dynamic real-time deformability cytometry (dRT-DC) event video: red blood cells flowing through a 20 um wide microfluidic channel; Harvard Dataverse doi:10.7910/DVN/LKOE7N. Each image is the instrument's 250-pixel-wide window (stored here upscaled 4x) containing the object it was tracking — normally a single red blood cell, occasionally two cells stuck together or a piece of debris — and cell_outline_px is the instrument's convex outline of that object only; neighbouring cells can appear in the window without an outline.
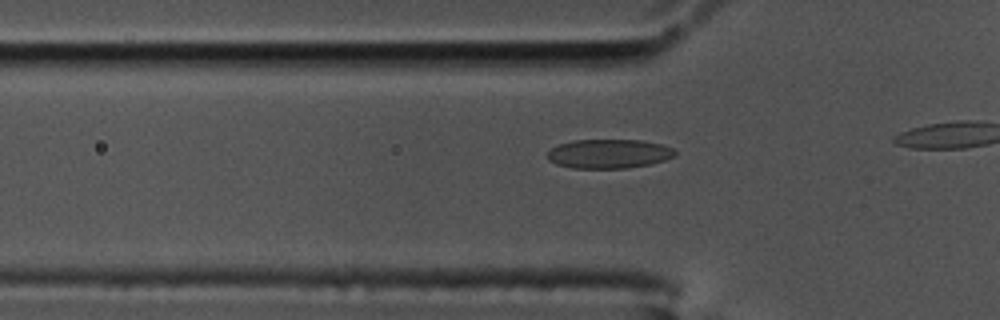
{"species": "common noctule bat (a hibernating species)", "species_latin": "Nyctalus noctula", "temperature_condition": "cold", "stored_images_in_passage": 21, "camera_frame_rate_fps": 3000, "um_per_image_px": 0.085, "animal": {"sex": "male", "body_mass_g": 17.5, "forearm_length_mm": 52.3}, "frame": {"image": 1, "passage_image": 15, "time_ms": 4.667, "image_size_px": [1000, 320], "cell_outline_px": [[676, 156], [652, 164], [628, 168], [572, 168], [556, 164], [548, 160], [548, 152], [552, 148], [560, 144], [576, 140], [640, 140], [664, 144], [672, 148], [676, 152]], "centroid_in_image_um": [51.79, 13.07], "position_along_channel_um": 74.0, "area_um2": 21.73}}